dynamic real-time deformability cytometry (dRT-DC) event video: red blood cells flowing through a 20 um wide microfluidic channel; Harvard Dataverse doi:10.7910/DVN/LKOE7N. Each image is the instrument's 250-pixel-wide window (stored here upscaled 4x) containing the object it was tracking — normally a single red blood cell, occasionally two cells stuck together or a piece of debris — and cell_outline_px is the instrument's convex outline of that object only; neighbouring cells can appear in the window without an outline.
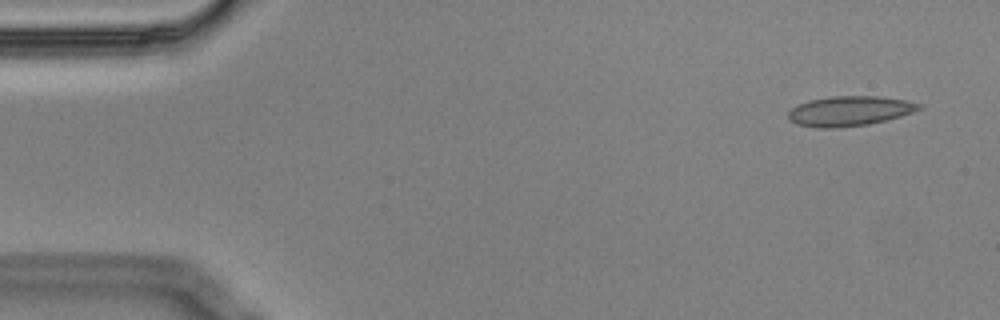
{"species": "Egyptian fruit bat (a non-hibernating species)", "species_latin": "Rousettus aegyptiacus", "temperature_condition": "cold", "stored_images_in_passage": 15, "camera_frame_rate_fps": 3000, "um_per_image_px": 0.085, "animal": {"sex": "male"}, "frame": {"image": 1, "passage_image": 1, "time_ms": 0.0, "image_size_px": [1000, 320], "cell_outline_px": [[924, 108], [900, 116], [868, 124], [832, 128], [816, 128], [796, 124], [788, 120], [788, 112], [792, 108], [808, 100], [832, 96], [880, 96], [904, 100], [924, 104]], "centroid_in_image_um": [72.21, 9.43], "position_along_channel_um": 12.8, "area_um2": 22.77}}
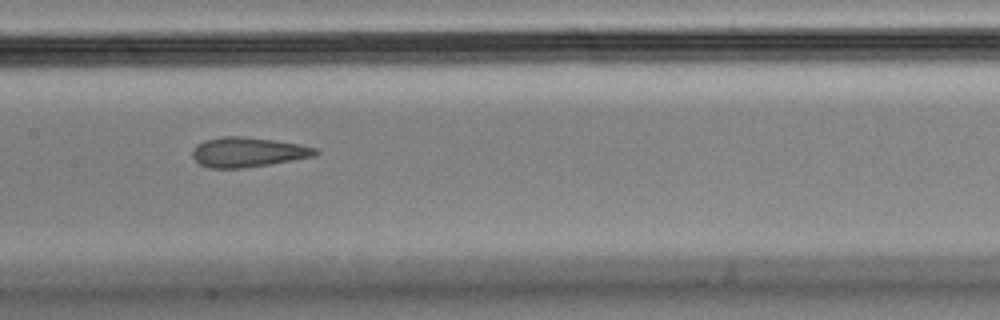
{"frame": {"image": 2, "passage_image": 7, "time_ms": 2.0, "image_size_px": [1000, 320], "cell_outline_px": [[320, 152], [312, 156], [292, 160], [244, 168], [208, 168], [200, 164], [192, 156], [192, 152], [196, 144], [204, 140], [224, 136], [240, 136], [272, 140], [300, 144], [316, 148]], "centroid_in_image_um": [21.03, 12.93], "position_along_channel_um": 186.4, "area_um2": 21.15}}
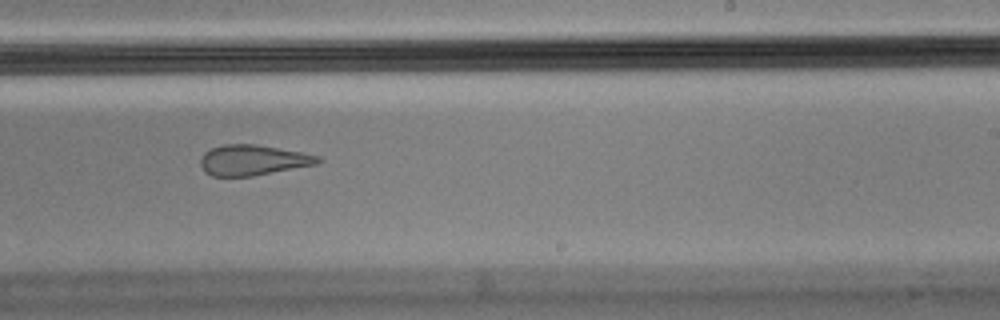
{"frame": {"image": 3, "passage_image": 9, "time_ms": 2.667, "image_size_px": [1000, 320], "cell_outline_px": [[324, 160], [316, 164], [252, 176], [212, 176], [204, 172], [200, 164], [200, 160], [204, 152], [212, 148], [224, 144], [256, 144], [300, 152], [320, 156]], "centroid_in_image_um": [21.48, 13.61], "position_along_channel_um": 267.5, "area_um2": 20.75}}